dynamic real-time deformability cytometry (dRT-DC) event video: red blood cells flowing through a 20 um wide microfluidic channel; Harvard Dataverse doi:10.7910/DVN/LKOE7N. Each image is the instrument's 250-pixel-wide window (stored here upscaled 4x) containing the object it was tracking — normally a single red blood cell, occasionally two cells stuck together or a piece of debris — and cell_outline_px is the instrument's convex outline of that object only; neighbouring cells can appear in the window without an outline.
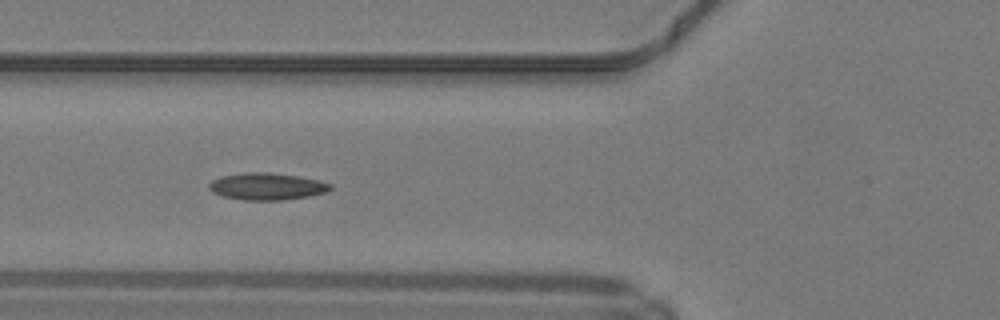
{"species": "common noctule bat (a hibernating species)", "species_latin": "Nyctalus noctula", "temperature_condition": "warm", "stored_images_in_passage": 35, "camera_frame_rate_fps": 3000, "um_per_image_px": 0.085, "animal": {"sex": "male", "body_mass_g": 19.2, "forearm_length_mm": 51.8}, "frame": {"image": 1, "passage_image": 6, "time_ms": 1.667, "image_size_px": [1000, 320], "cell_outline_px": [[332, 188], [328, 192], [308, 196], [284, 200], [244, 200], [224, 196], [212, 192], [208, 188], [208, 184], [212, 180], [220, 176], [244, 172], [268, 172], [296, 176], [320, 180], [332, 184]], "centroid_in_image_um": [22.68, 15.84], "position_along_channel_um": 103.1, "area_um2": 19.19}}
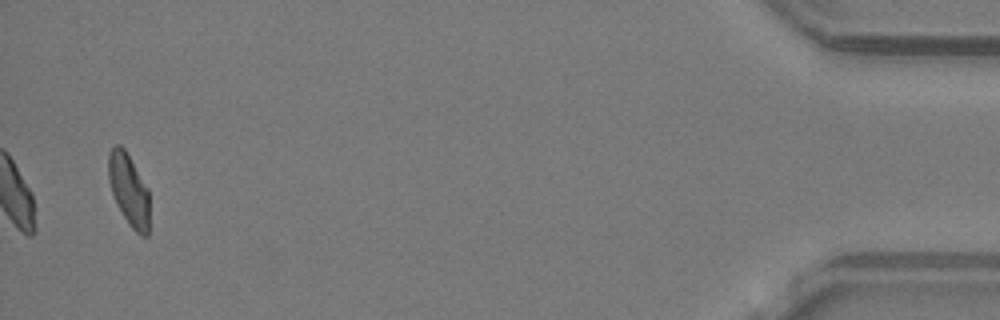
{"frame": {"image": 2, "passage_image": 35, "time_ms": 11.333, "image_size_px": [1000, 320], "cell_outline_px": [[148, 236], [140, 236], [128, 224], [116, 204], [108, 180], [108, 152], [116, 144], [120, 144], [124, 148], [148, 188]], "centroid_in_image_um": [10.93, 16.13], "position_along_channel_um": 424.3, "area_um2": 17.17}, "authors_computed_cell_mechanics": {"area_um2": 17.629, "velocity_mm_per_s": 4.2089, "shape_relaxation_time_tau1_ms": null, "shape_relaxation_time_tau2_ms": 1.887, "deformation_change_tau1": null, "deformation_change_tau2": 0.0826}}